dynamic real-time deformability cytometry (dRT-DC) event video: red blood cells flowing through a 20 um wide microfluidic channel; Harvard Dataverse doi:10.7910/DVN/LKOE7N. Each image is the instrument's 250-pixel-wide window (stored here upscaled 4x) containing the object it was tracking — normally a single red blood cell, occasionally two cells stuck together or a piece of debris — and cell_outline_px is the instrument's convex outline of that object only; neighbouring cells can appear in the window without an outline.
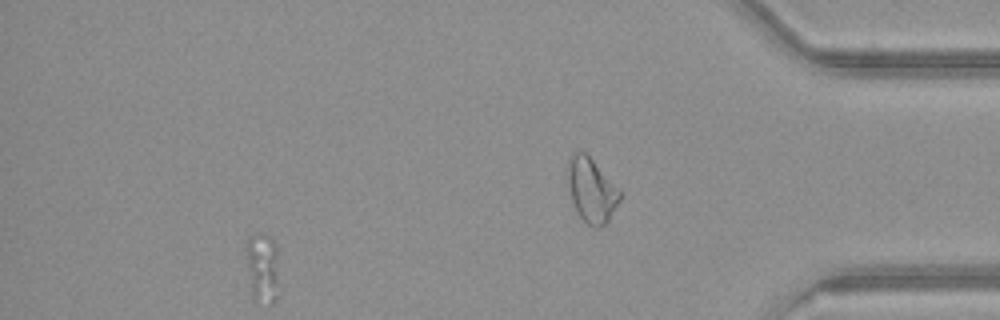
{"species": "common noctule bat (a hibernating species)", "species_latin": "Nyctalus noctula", "temperature_condition": "warm", "stored_images_in_passage": 42, "camera_frame_rate_fps": 3000, "um_per_image_px": 0.085, "animal": {"sex": "female", "body_mass_g": 21.9}, "frame": {"image": 1, "passage_image": 42, "time_ms": 13.667, "image_size_px": [1000, 320], "cell_outline_px": [[620, 200], [608, 220], [600, 228], [592, 228], [580, 216], [572, 200], [568, 184], [568, 160], [572, 152], [580, 148], [592, 160], [620, 192]], "centroid_in_image_um": [50.24, 16.15], "position_along_channel_um": 385.0, "area_um2": 19.02}}